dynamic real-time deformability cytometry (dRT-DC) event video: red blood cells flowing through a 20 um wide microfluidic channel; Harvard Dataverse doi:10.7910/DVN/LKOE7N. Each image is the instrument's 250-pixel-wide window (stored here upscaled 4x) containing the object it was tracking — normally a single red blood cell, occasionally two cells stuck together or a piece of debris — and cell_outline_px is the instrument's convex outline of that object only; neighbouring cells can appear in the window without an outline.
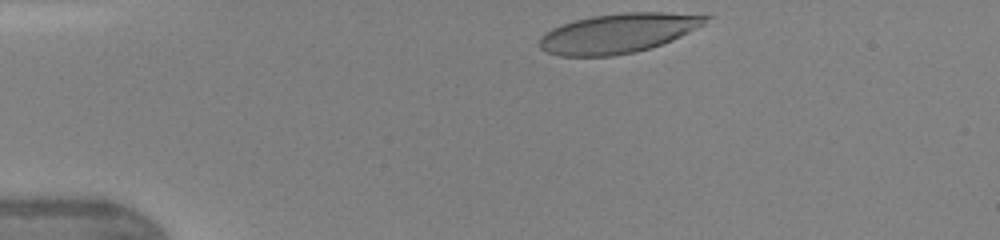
{"species": "human", "species_latin": "Homo sapiens", "temperature_condition": "warm", "stored_images_in_passage": 31, "camera_frame_rate_fps": 3000, "um_per_image_px": 0.085, "donor": {"sex": "female"}, "frame": {"image": 1, "passage_image": 1, "time_ms": 0.0, "image_size_px": [1000, 240], "cell_outline_px": [[712, 16], [704, 24], [672, 40], [636, 52], [612, 56], [560, 56], [548, 52], [540, 48], [540, 36], [552, 28], [560, 24], [592, 16], [624, 12], [664, 12]], "centroid_in_image_um": [52.52, 2.82], "position_along_channel_um": 32.5, "area_um2": 38.03}}
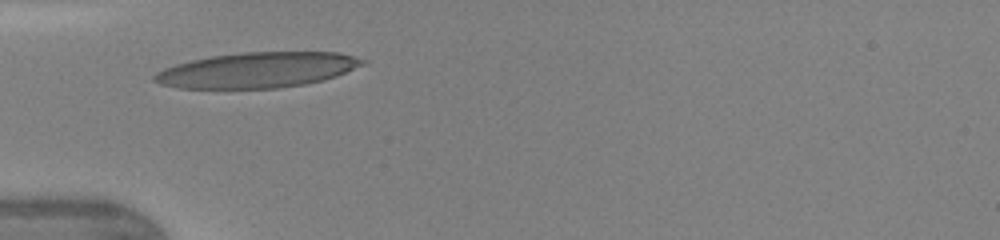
{"frame": {"image": 2, "passage_image": 7, "time_ms": 2.0, "image_size_px": [1000, 240], "cell_outline_px": [[368, 60], [364, 64], [336, 76], [324, 80], [304, 84], [276, 88], [176, 88], [160, 84], [152, 80], [152, 76], [156, 72], [164, 68], [176, 64], [192, 60], [212, 56], [244, 52], [340, 52]], "centroid_in_image_um": [21.86, 5.95], "position_along_channel_um": 63.1, "area_um2": 42.89}}
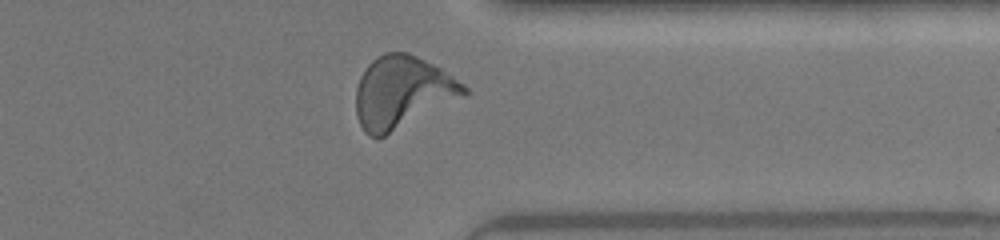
{"frame": {"image": 3, "passage_image": 29, "time_ms": 9.333, "image_size_px": [1000, 240], "cell_outline_px": [[468, 96], [384, 136], [368, 136], [364, 132], [356, 116], [356, 88], [360, 76], [364, 68], [376, 56], [384, 52], [408, 52], [440, 68], [464, 84], [468, 88]], "centroid_in_image_um": [34.2, 7.84], "position_along_channel_um": 377.2, "area_um2": 45.66}, "authors_computed_cell_mechanics": {"area_um2": 41.905, "velocity_mm_per_s": 4.3452, "shape_relaxation_time_tau1_ms": 3.6637, "shape_relaxation_time_tau2_ms": null, "deformation_change_tau1": 0.2151, "deformation_change_tau2": null}}